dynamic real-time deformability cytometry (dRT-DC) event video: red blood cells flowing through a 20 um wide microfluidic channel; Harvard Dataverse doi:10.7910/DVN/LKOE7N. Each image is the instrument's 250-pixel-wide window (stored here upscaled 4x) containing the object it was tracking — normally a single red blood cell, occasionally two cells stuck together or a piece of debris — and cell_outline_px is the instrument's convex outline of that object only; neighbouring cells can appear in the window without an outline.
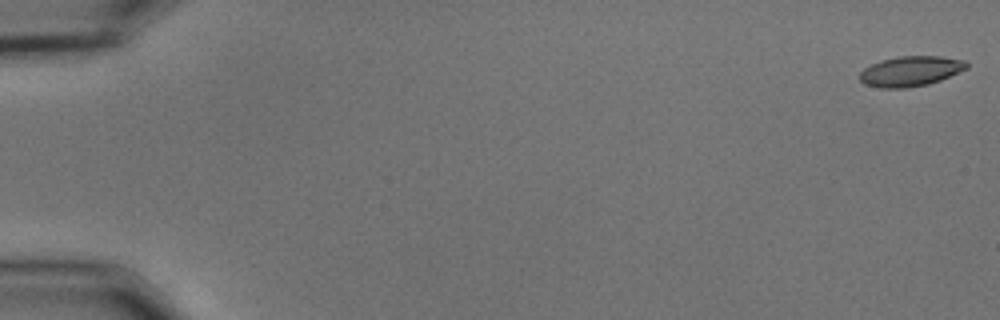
{"species": "common noctule bat (a hibernating species)", "species_latin": "Nyctalus noctula", "temperature_condition": "cold", "stored_images_in_passage": 56, "camera_frame_rate_fps": 3000, "um_per_image_px": 0.085, "animal": {"sex": "male", "body_mass_g": 15.6}, "frame": {"image": 1, "passage_image": 1, "time_ms": 0.0, "image_size_px": [1000, 320], "cell_outline_px": [[968, 68], [940, 80], [928, 84], [908, 88], [880, 88], [864, 84], [860, 80], [860, 72], [864, 68], [880, 60], [900, 56], [940, 56], [964, 60], [968, 64]], "centroid_in_image_um": [77.39, 6.05], "position_along_channel_um": 7.6, "area_um2": 18.79}}
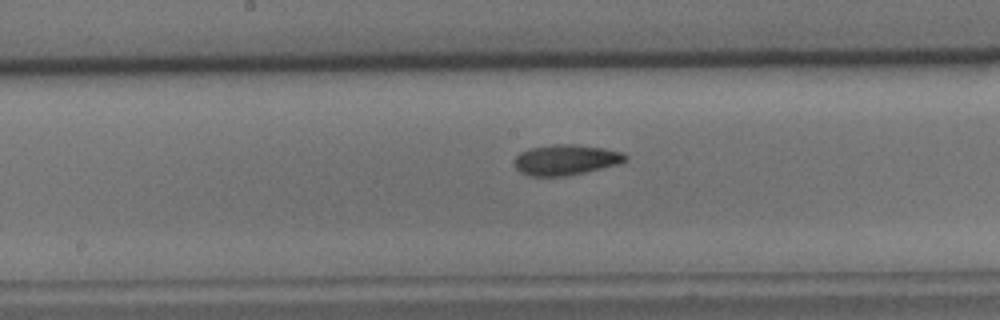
{"frame": {"image": 2, "passage_image": 30, "time_ms": 9.667, "image_size_px": [1000, 320], "cell_outline_px": [[628, 160], [620, 164], [584, 172], [564, 176], [532, 176], [520, 172], [512, 164], [512, 160], [520, 152], [528, 148], [552, 144], [576, 144], [604, 148], [620, 152], [628, 156]], "centroid_in_image_um": [48.06, 13.57], "position_along_channel_um": 200.1, "area_um2": 19.94}}
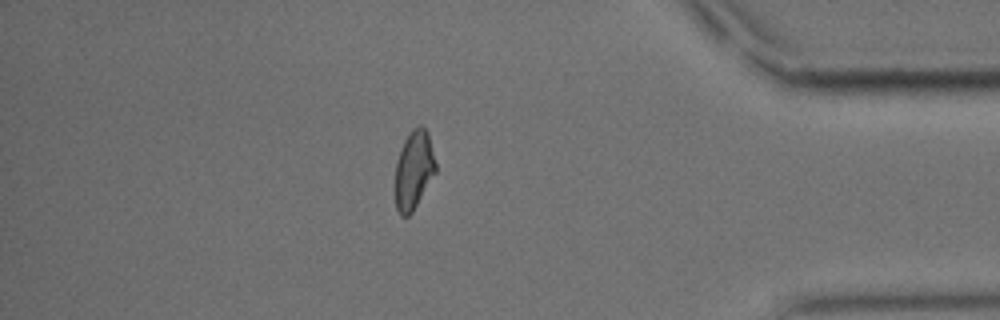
{"frame": {"image": 3, "passage_image": 49, "time_ms": 16.0, "image_size_px": [1000, 320], "cell_outline_px": [[436, 172], [412, 212], [408, 216], [400, 216], [396, 208], [396, 160], [404, 140], [408, 132], [412, 128], [420, 124], [428, 132], [436, 164]], "centroid_in_image_um": [35.17, 14.41], "position_along_channel_um": 400.0, "area_um2": 18.5}, "authors_computed_cell_mechanics": {"area_um2": 19.1029, "velocity_mm_per_s": 3.6318, "shape_relaxation_time_tau1_ms": 5.9867, "shape_relaxation_time_tau2_ms": 3.3224, "deformation_change_tau1": 0.1662, "deformation_change_tau2": 0.0983}}